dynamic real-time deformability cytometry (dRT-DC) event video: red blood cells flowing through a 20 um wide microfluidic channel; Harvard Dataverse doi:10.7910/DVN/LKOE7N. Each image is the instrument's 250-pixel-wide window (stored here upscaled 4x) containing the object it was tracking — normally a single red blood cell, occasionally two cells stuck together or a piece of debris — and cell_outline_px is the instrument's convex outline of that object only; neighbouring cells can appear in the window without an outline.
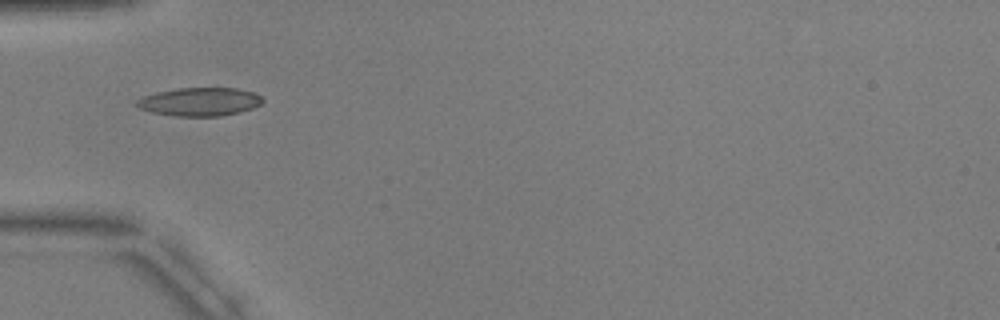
{"species": "common noctule bat (a hibernating species)", "species_latin": "Nyctalus noctula", "temperature_condition": "warm", "stored_images_in_passage": 2, "camera_frame_rate_fps": 3000, "um_per_image_px": 0.085, "animal": {"sex": "male", "body_mass_g": 17.9, "forearm_length_mm": 54.2}, "frame": {"image": 1, "passage_image": 2, "time_ms": 2.333, "image_size_px": [1000, 320], "cell_outline_px": [[264, 100], [260, 104], [252, 108], [240, 112], [220, 116], [176, 116], [152, 112], [140, 108], [136, 104], [136, 100], [144, 96], [156, 92], [176, 88], [236, 88], [256, 92]], "centroid_in_image_um": [16.99, 8.64], "position_along_channel_um": 68.0, "area_um2": 20.81}}